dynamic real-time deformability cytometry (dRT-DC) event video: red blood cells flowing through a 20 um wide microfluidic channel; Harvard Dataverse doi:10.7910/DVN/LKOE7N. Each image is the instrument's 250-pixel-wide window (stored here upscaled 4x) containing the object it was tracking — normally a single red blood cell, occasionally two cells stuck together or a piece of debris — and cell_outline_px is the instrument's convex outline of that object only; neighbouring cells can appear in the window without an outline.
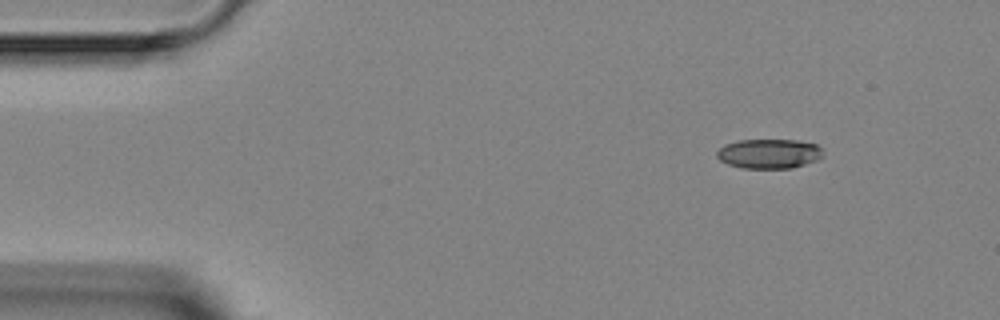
{"species": "Egyptian fruit bat (a non-hibernating species)", "species_latin": "Rousettus aegyptiacus", "temperature_condition": "room temperature", "stored_images_in_passage": 3, "camera_frame_rate_fps": 3000, "um_per_image_px": 0.085, "animal": {"sex": "female"}, "frame": {"image": 1, "passage_image": 1, "time_ms": 0.0, "image_size_px": [1000, 320], "cell_outline_px": [[824, 156], [816, 160], [792, 168], [744, 168], [728, 164], [720, 160], [716, 156], [716, 152], [724, 144], [740, 140], [800, 140], [816, 144], [820, 148]], "centroid_in_image_um": [65.36, 13.06], "position_along_channel_um": 19.6, "area_um2": 18.26}}